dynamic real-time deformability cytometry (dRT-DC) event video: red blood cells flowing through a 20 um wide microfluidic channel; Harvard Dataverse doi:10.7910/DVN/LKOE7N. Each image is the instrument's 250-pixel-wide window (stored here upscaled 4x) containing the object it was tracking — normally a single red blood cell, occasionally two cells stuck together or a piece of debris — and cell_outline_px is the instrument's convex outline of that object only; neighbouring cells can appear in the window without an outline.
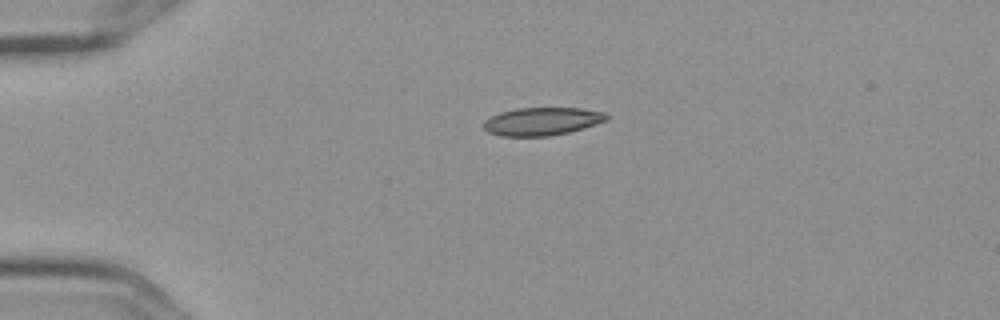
{"species": "Egyptian fruit bat (a non-hibernating species)", "species_latin": "Rousettus aegyptiacus", "temperature_condition": "cold", "stored_images_in_passage": 2, "camera_frame_rate_fps": 3000, "um_per_image_px": 0.085, "frame": {"image": 1, "passage_image": 1, "time_ms": 0.0, "image_size_px": [1000, 320], "cell_outline_px": [[608, 120], [568, 132], [548, 136], [500, 136], [488, 132], [484, 128], [484, 120], [500, 112], [516, 108], [580, 108], [604, 112], [608, 116]], "centroid_in_image_um": [46.05, 10.31], "position_along_channel_um": 39.0, "area_um2": 19.88}}